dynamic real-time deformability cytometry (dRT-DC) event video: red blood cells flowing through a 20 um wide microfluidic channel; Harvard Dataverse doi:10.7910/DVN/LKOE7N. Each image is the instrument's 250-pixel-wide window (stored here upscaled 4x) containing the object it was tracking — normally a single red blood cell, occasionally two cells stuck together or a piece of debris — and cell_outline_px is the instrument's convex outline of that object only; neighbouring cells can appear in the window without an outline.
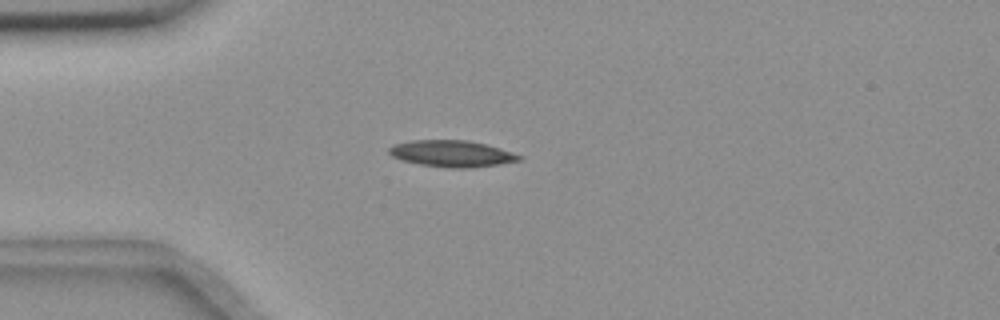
{"species": "common noctule bat (a hibernating species)", "species_latin": "Nyctalus noctula", "temperature_condition": "room temperature", "stored_images_in_passage": 42, "camera_frame_rate_fps": 3000, "um_per_image_px": 0.085, "animal": {"sex": "female", "body_mass_g": 18.4}, "frame": {"image": 1, "passage_image": 1, "time_ms": 0.0, "image_size_px": [1000, 320], "cell_outline_px": [[524, 156], [520, 160], [500, 164], [464, 168], [452, 168], [420, 164], [404, 160], [392, 156], [388, 152], [388, 148], [392, 144], [412, 140], [468, 140], [500, 148]], "centroid_in_image_um": [38.4, 13.05], "position_along_channel_um": 46.6, "area_um2": 19.94}}
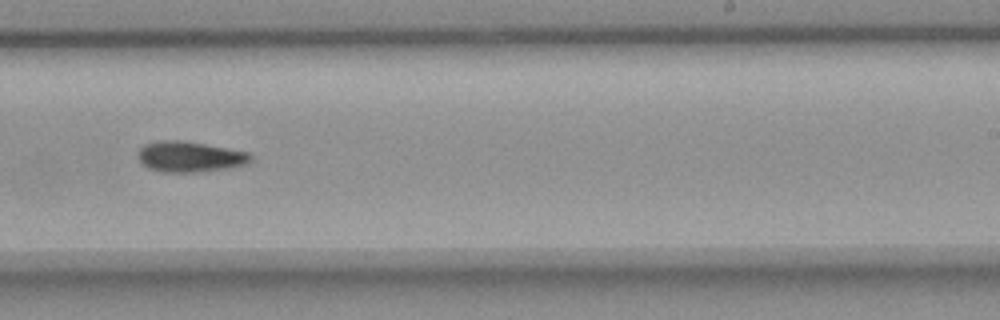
{"frame": {"image": 2, "passage_image": 21, "time_ms": 6.667, "image_size_px": [1000, 320], "cell_outline_px": [[252, 160], [244, 164], [228, 168], [200, 172], [164, 172], [148, 168], [136, 156], [136, 152], [144, 144], [160, 140], [180, 140], [228, 148], [248, 152], [252, 156]], "centroid_in_image_um": [16.1, 13.32], "position_along_channel_um": 272.9, "area_um2": 20.11}}
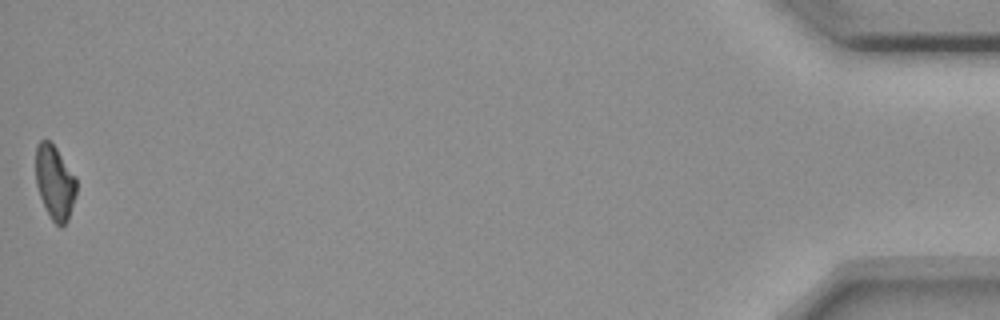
{"frame": {"image": 3, "passage_image": 42, "time_ms": 13.667, "image_size_px": [1000, 320], "cell_outline_px": [[76, 196], [68, 220], [60, 228], [52, 220], [40, 196], [36, 184], [36, 144], [40, 140], [48, 140], [56, 148], [76, 176]], "centroid_in_image_um": [4.67, 15.5], "position_along_channel_um": 430.5, "area_um2": 17.51}, "authors_computed_cell_mechanics": {"area_um2": 19.2185, "velocity_mm_per_s": 3.6385, "shape_relaxation_time_tau1_ms": 5.8788, "shape_relaxation_time_tau2_ms": null, "deformation_change_tau1": 0.1444, "deformation_change_tau2": null}}